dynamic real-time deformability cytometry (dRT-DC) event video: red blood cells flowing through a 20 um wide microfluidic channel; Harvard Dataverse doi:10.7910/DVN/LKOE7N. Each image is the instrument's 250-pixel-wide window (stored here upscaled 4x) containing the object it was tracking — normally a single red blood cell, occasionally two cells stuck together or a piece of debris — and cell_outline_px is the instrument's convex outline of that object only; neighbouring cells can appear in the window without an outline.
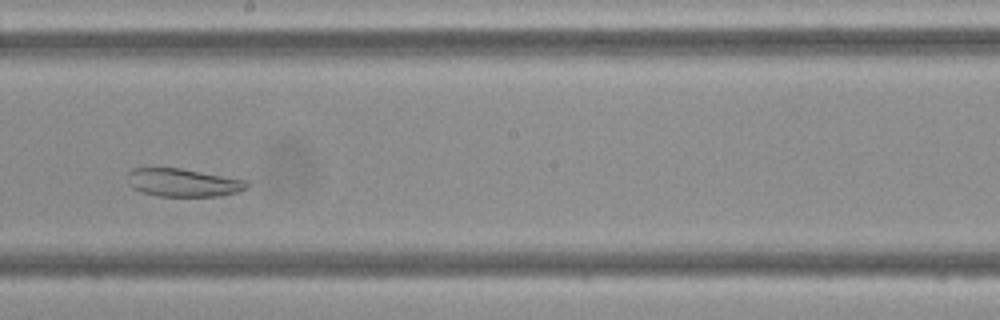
{"species": "Egyptian fruit bat (a non-hibernating species)", "species_latin": "Rousettus aegyptiacus", "temperature_condition": "cold", "stored_images_in_passage": 43, "camera_frame_rate_fps": 3000, "um_per_image_px": 0.085, "frame": {"image": 1, "passage_image": 22, "time_ms": 7.0, "image_size_px": [1000, 320], "cell_outline_px": [[248, 188], [236, 192], [220, 196], [156, 196], [140, 192], [132, 188], [128, 184], [128, 172], [132, 168], [180, 168], [248, 180]], "centroid_in_image_um": [15.55, 15.52], "position_along_channel_um": 232.7, "area_um2": 19.65}}
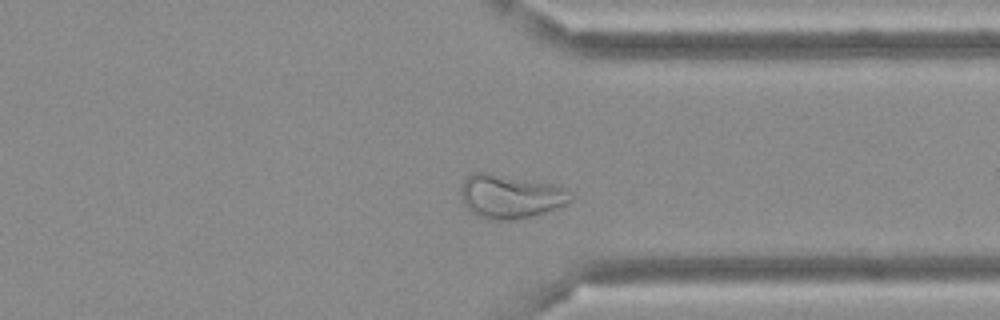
{"frame": {"image": 2, "passage_image": 32, "time_ms": 10.333, "image_size_px": [1000, 320], "cell_outline_px": [[572, 200], [568, 204], [560, 208], [532, 216], [508, 220], [500, 220], [480, 216], [472, 212], [464, 204], [460, 192], [460, 188], [464, 180], [472, 172], [488, 172], [552, 184], [568, 188], [572, 192]], "centroid_in_image_um": [43.43, 16.68], "position_along_channel_um": 368.0, "area_um2": 28.09}}
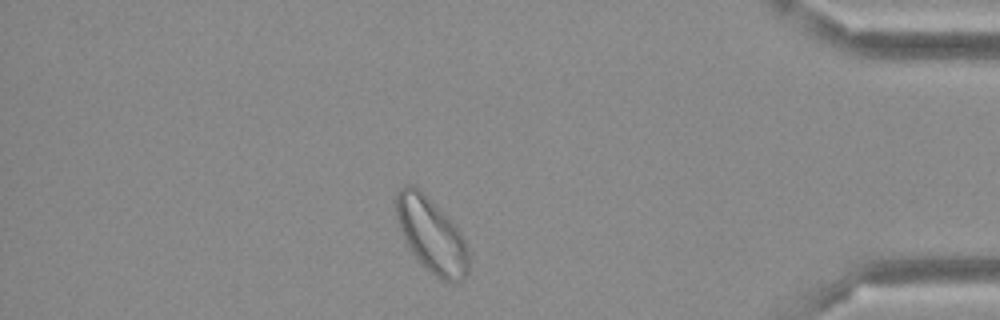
{"frame": {"image": 3, "passage_image": 37, "time_ms": 12.0, "image_size_px": [1000, 320], "cell_outline_px": [[468, 272], [464, 280], [456, 284], [452, 284], [440, 280], [424, 268], [408, 248], [396, 220], [392, 200], [396, 192], [404, 184], [412, 184], [424, 192], [460, 232], [464, 240], [468, 252]], "centroid_in_image_um": [36.61, 19.99], "position_along_channel_um": 398.6, "area_um2": 32.25}}